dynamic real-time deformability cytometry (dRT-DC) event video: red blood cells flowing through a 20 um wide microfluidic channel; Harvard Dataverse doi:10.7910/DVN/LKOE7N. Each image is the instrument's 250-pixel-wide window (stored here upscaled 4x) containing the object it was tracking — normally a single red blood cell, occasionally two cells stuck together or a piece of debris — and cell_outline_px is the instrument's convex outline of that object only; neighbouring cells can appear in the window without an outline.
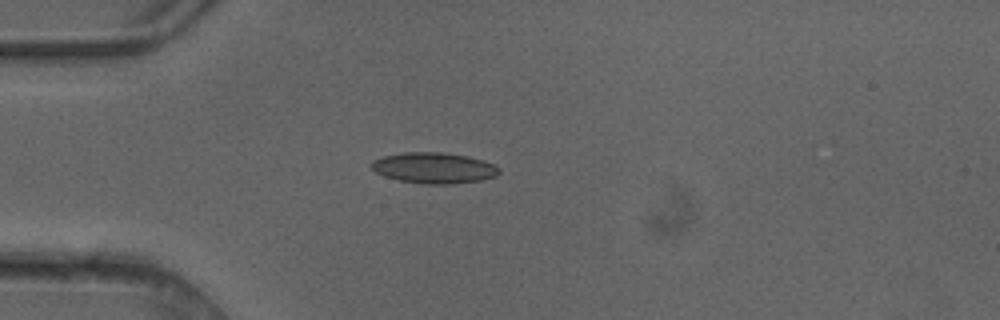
{"species": "common noctule bat (a hibernating species)", "species_latin": "Nyctalus noctula", "temperature_condition": "cold", "stored_images_in_passage": 5, "camera_frame_rate_fps": 3000, "um_per_image_px": 0.085, "animal": {"sex": "female"}, "frame": {"image": 1, "passage_image": 4, "time_ms": 1.0, "image_size_px": [1000, 320], "cell_outline_px": [[500, 172], [496, 176], [480, 180], [452, 184], [420, 184], [400, 180], [384, 176], [376, 172], [372, 168], [372, 160], [384, 156], [404, 152], [440, 152], [468, 156], [484, 160], [500, 168]], "centroid_in_image_um": [36.9, 14.27], "position_along_channel_um": 48.1, "area_um2": 22.95}}